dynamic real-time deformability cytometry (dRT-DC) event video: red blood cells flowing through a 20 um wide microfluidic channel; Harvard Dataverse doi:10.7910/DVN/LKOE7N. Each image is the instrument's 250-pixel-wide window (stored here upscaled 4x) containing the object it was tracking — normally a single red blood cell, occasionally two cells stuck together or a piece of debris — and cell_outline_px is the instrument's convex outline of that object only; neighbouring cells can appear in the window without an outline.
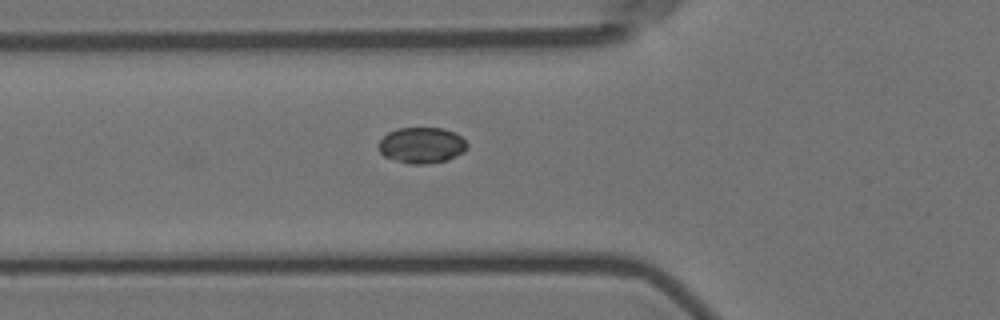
{"species": "Egyptian fruit bat (a non-hibernating species)", "species_latin": "Rousettus aegyptiacus", "temperature_condition": "room temperature", "stored_images_in_passage": 2, "camera_frame_rate_fps": 3000, "um_per_image_px": 0.085, "animal": {"sex": "female"}, "frame": {"image": 1, "passage_image": 2, "time_ms": 1.0, "image_size_px": [1000, 320], "cell_outline_px": [[468, 148], [464, 152], [448, 160], [424, 164], [408, 164], [384, 156], [380, 152], [380, 140], [388, 132], [396, 128], [444, 128], [460, 136], [468, 144]], "centroid_in_image_um": [35.86, 12.35], "position_along_channel_um": 89.9, "area_um2": 18.5}}